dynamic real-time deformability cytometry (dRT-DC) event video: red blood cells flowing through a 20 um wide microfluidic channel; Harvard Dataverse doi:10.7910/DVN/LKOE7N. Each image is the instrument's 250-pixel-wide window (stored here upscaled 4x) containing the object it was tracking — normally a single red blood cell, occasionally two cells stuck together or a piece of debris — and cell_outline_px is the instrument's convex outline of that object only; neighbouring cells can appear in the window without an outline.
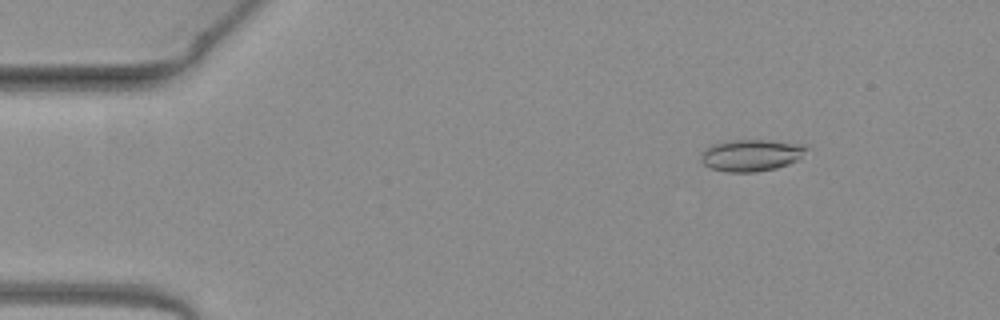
{"species": "common noctule bat (a hibernating species)", "species_latin": "Nyctalus noctula", "temperature_condition": "warm", "stored_images_in_passage": 51, "camera_frame_rate_fps": 3000, "um_per_image_px": 0.085, "animal": {"sex": "female", "body_mass_g": 19.3, "forearm_length_mm": 54.1}, "frame": {"image": 1, "passage_image": 7, "time_ms": 2.0, "image_size_px": [1000, 320], "cell_outline_px": [[808, 148], [796, 160], [788, 164], [776, 168], [756, 172], [724, 172], [712, 168], [704, 164], [700, 160], [700, 152], [712, 144], [732, 140], [768, 140], [804, 144]], "centroid_in_image_um": [63.81, 13.19], "position_along_channel_um": 21.2, "area_um2": 19.54}}
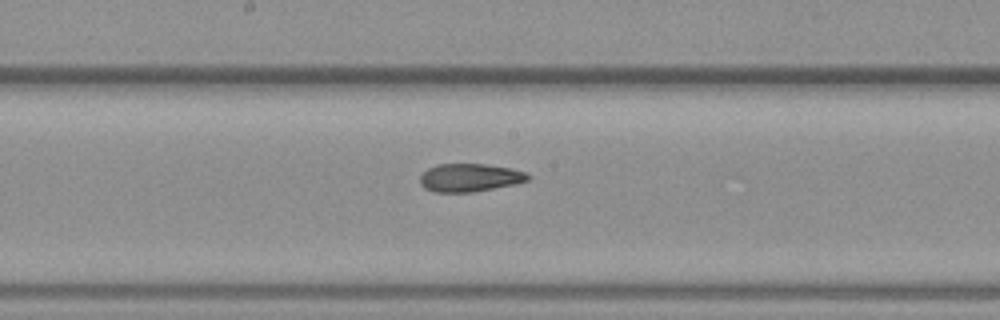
{"frame": {"image": 2, "passage_image": 27, "time_ms": 8.667, "image_size_px": [1000, 320], "cell_outline_px": [[532, 176], [528, 180], [516, 184], [472, 192], [436, 192], [424, 188], [420, 184], [420, 176], [428, 168], [436, 164], [488, 164], [512, 168], [528, 172]], "centroid_in_image_um": [39.97, 15.09], "position_along_channel_um": 208.2, "area_um2": 17.86}}
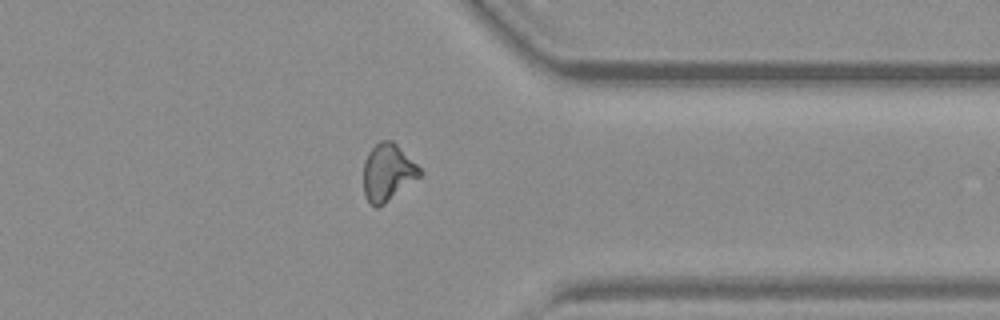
{"frame": {"image": 3, "passage_image": 40, "time_ms": 13.0, "image_size_px": [1000, 320], "cell_outline_px": [[424, 172], [420, 176], [384, 204], [376, 208], [364, 196], [364, 160], [368, 152], [380, 140], [392, 140]], "centroid_in_image_um": [32.94, 14.65], "position_along_channel_um": 378.5, "area_um2": 18.5}, "authors_computed_cell_mechanics": {"area_um2": 18.785, "velocity_mm_per_s": 4.0943, "shape_relaxation_time_tau1_ms": null, "shape_relaxation_time_tau2_ms": 2.231, "deformation_change_tau1": null, "deformation_change_tau2": 0.0943}}